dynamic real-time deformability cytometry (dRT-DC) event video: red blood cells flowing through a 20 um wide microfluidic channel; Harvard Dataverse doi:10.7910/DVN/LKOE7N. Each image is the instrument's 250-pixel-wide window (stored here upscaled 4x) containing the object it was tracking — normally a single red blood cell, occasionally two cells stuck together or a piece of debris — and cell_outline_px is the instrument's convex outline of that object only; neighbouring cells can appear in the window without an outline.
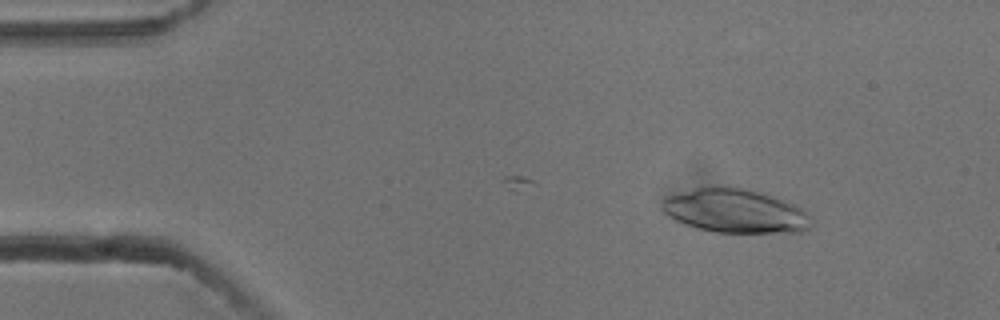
{"species": "common noctule bat (a hibernating species)", "species_latin": "Nyctalus noctula", "temperature_condition": "cold", "stored_images_in_passage": 48, "camera_frame_rate_fps": 3000, "um_per_image_px": 0.085, "animal": {"sex": "male", "body_mass_g": 13.3}, "frame": {"image": 1, "passage_image": 6, "time_ms": 1.667, "image_size_px": [1000, 320], "cell_outline_px": [[812, 224], [808, 228], [800, 232], [716, 232], [684, 224], [668, 216], [660, 208], [660, 204], [668, 196], [696, 188], [712, 184], [728, 184], [776, 196], [808, 212]], "centroid_in_image_um": [62.47, 17.89], "position_along_channel_um": 22.5, "area_um2": 38.49}}
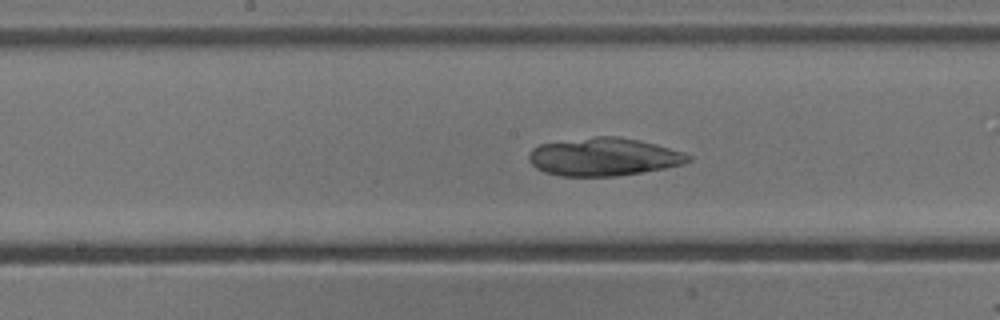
{"frame": {"image": 2, "passage_image": 26, "time_ms": 8.333, "image_size_px": [1000, 320], "cell_outline_px": [[692, 160], [684, 164], [664, 168], [616, 176], [560, 176], [544, 172], [536, 168], [528, 160], [528, 156], [532, 148], [540, 144], [596, 136], [616, 136], [656, 144], [684, 152], [692, 156]], "centroid_in_image_um": [51.31, 13.34], "position_along_channel_um": 196.9, "area_um2": 35.2}}
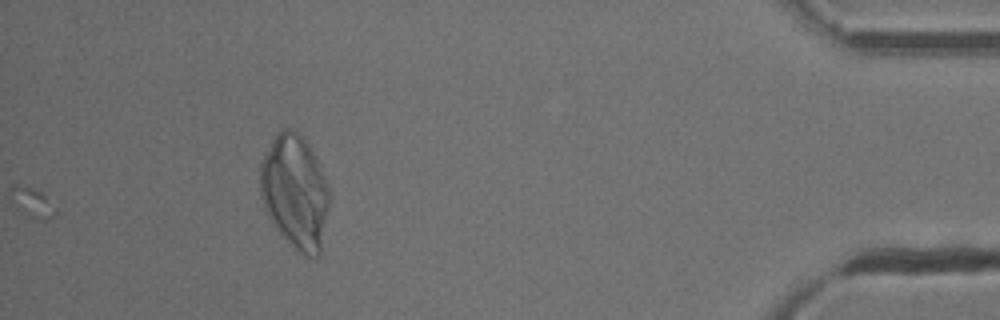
{"frame": {"image": 3, "passage_image": 48, "time_ms": 15.667, "image_size_px": [1000, 320], "cell_outline_px": [[328, 208], [320, 252], [316, 256], [308, 256], [292, 248], [272, 224], [268, 216], [260, 196], [260, 164], [276, 132], [284, 128], [292, 128], [308, 144], [324, 176], [328, 188]], "centroid_in_image_um": [25.04, 16.31], "position_along_channel_um": 410.2, "area_um2": 45.43}}